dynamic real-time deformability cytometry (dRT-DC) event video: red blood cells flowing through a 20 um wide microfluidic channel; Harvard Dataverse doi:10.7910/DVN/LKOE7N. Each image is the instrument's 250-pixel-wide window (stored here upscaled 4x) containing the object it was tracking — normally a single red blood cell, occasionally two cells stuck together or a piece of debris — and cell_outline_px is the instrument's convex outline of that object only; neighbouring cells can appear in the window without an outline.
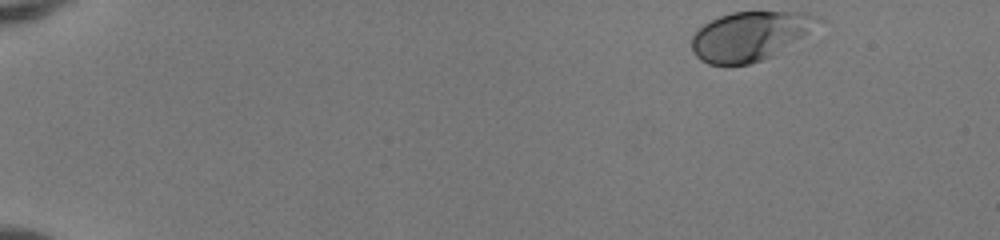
{"species": "human", "species_latin": "Homo sapiens", "temperature_condition": "room temperature", "stored_images_in_passage": 47, "camera_frame_rate_fps": 3000, "um_per_image_px": 0.085, "donor": {"sex": "female"}, "frame": {"image": 1, "passage_image": 1, "time_ms": 0.0, "image_size_px": [1000, 240], "cell_outline_px": [[816, 20], [808, 32], [772, 56], [748, 64], [708, 64], [700, 60], [696, 56], [692, 48], [692, 36], [696, 28], [720, 16], [732, 12], [804, 12], [816, 16]], "centroid_in_image_um": [63.63, 3.06], "position_along_channel_um": 21.4, "area_um2": 35.2}}
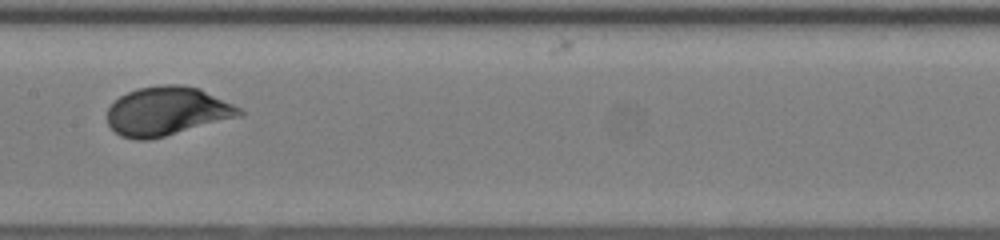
{"frame": {"image": 2, "passage_image": 24, "time_ms": 7.667, "image_size_px": [1000, 240], "cell_outline_px": [[244, 116], [148, 140], [136, 140], [120, 136], [108, 124], [108, 108], [120, 96], [128, 92], [140, 88], [160, 84], [180, 84], [200, 88], [240, 108], [244, 112]], "centroid_in_image_um": [14.22, 9.45], "position_along_channel_um": 193.2, "area_um2": 37.57}}
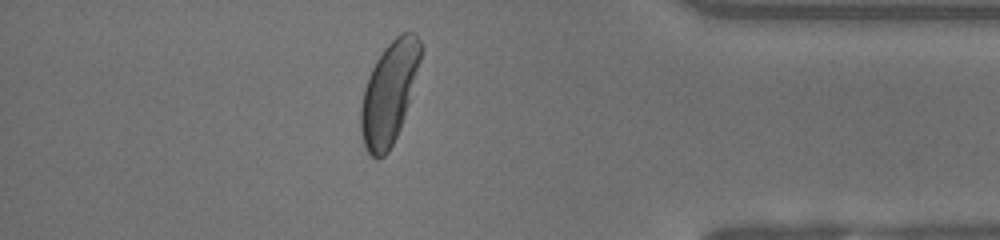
{"frame": {"image": 3, "passage_image": 41, "time_ms": 13.333, "image_size_px": [1000, 240], "cell_outline_px": [[420, 60], [404, 116], [400, 128], [388, 152], [384, 156], [376, 160], [364, 148], [360, 132], [360, 108], [364, 88], [368, 76], [376, 60], [384, 48], [400, 32], [416, 32], [420, 40]], "centroid_in_image_um": [33.03, 7.92], "position_along_channel_um": 402.2, "area_um2": 35.2}, "authors_computed_cell_mechanics": {"area_um2": 36.703, "velocity_mm_per_s": 4.0671, "shape_relaxation_time_tau1_ms": 2.6605, "shape_relaxation_time_tau2_ms": null, "deformation_change_tau1": 0.1456, "deformation_change_tau2": null}}